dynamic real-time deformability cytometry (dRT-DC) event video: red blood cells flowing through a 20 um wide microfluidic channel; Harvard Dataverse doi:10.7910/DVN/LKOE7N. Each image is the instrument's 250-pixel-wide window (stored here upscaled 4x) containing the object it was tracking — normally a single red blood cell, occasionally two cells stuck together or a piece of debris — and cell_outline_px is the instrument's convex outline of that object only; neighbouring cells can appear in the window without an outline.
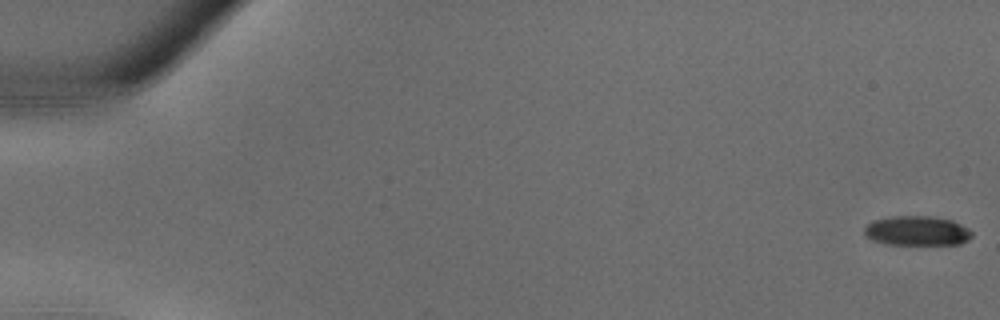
{"species": "common noctule bat (a hibernating species)", "species_latin": "Nyctalus noctula", "temperature_condition": "warm", "stored_images_in_passage": 37, "camera_frame_rate_fps": 3000, "um_per_image_px": 0.085, "animal": {"sex": "male", "body_mass_g": 18.8}, "frame": {"image": 1, "passage_image": 1, "time_ms": 0.0, "image_size_px": [1000, 320], "cell_outline_px": [[972, 236], [968, 240], [960, 244], [884, 244], [872, 240], [864, 236], [864, 228], [872, 220], [892, 216], [932, 216], [952, 220], [968, 228], [972, 232]], "centroid_in_image_um": [77.92, 19.61], "position_along_channel_um": 7.1, "area_um2": 18.67}}
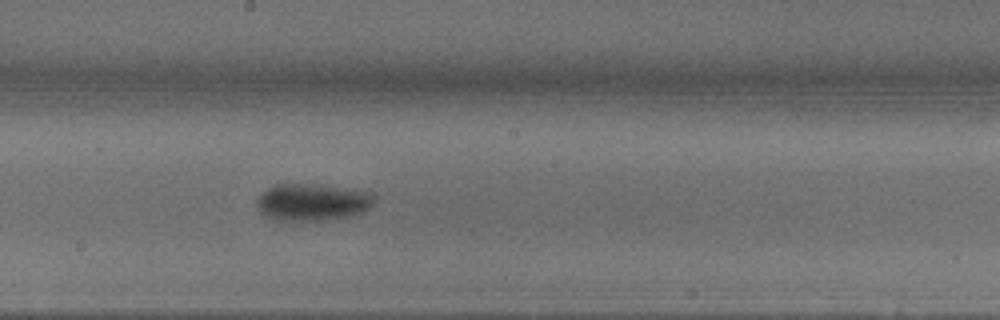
{"frame": {"image": 2, "passage_image": 21, "time_ms": 6.667, "image_size_px": [1000, 320], "cell_outline_px": [[372, 204], [368, 208], [360, 212], [344, 216], [316, 220], [276, 220], [264, 216], [260, 212], [256, 204], [256, 200], [260, 192], [276, 184], [308, 184], [372, 192]], "centroid_in_image_um": [26.43, 17.17], "position_along_channel_um": 221.8, "area_um2": 24.74}}
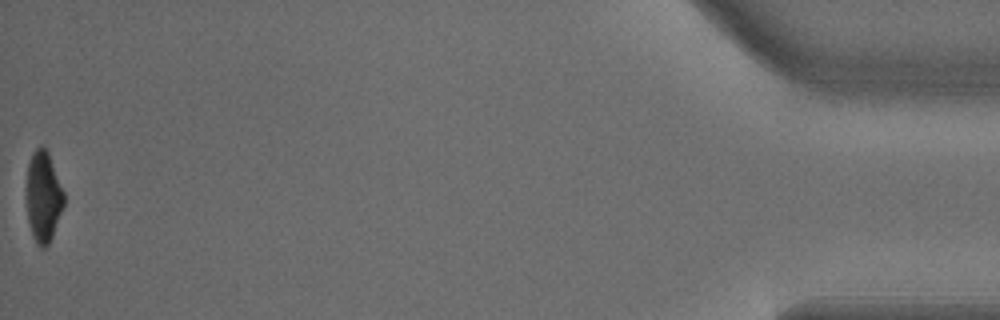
{"frame": {"image": 3, "passage_image": 37, "time_ms": 12.0, "image_size_px": [1000, 320], "cell_outline_px": [[64, 204], [52, 236], [48, 244], [44, 248], [40, 248], [36, 244], [32, 236], [28, 224], [24, 196], [24, 192], [28, 164], [32, 152], [40, 144], [48, 152], [64, 192]], "centroid_in_image_um": [3.62, 16.73], "position_along_channel_um": 431.6, "area_um2": 20.35}}